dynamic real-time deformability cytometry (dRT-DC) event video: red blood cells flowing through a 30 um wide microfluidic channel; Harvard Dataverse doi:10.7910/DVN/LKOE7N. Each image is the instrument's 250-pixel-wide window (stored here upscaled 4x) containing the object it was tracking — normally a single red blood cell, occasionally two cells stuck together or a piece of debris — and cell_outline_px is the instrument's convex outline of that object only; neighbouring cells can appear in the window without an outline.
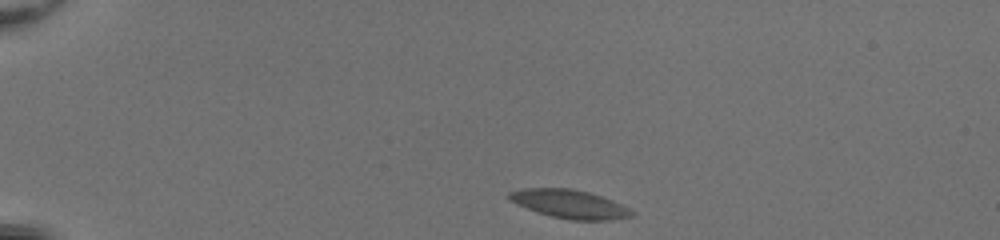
{"species": "common noctule bat (a hibernating species)", "species_latin": "Nyctalus noctula", "temperature_condition": "room temperature", "stored_images_in_passage": 42, "camera_frame_rate_fps": 3000, "um_per_image_px": 0.085, "animal": {"sex": "female", "body_mass_g": 20.0, "forearm_length_mm": 54.0}, "frame": {"image": 1, "passage_image": 1, "time_ms": 0.0, "image_size_px": [1000, 240], "cell_outline_px": [[636, 212], [632, 216], [608, 220], [572, 220], [552, 216], [536, 212], [516, 204], [508, 200], [508, 192], [524, 188], [572, 188], [588, 192], [612, 200]], "centroid_in_image_um": [48.38, 17.34], "position_along_channel_um": 36.6, "area_um2": 20.35}}
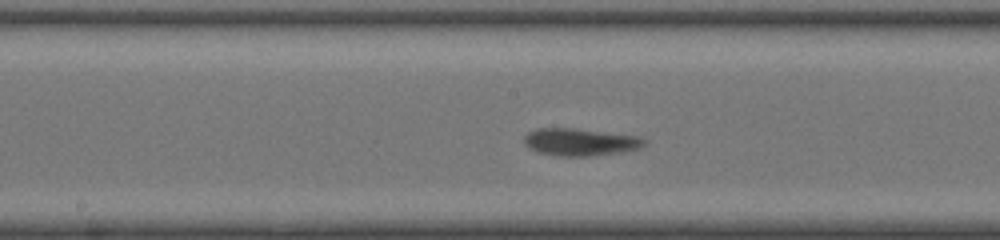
{"frame": {"image": 2, "passage_image": 19, "time_ms": 6.0, "image_size_px": [1000, 240], "cell_outline_px": [[644, 144], [640, 148], [620, 152], [588, 156], [560, 156], [540, 152], [524, 144], [524, 136], [528, 132], [536, 128], [576, 128], [636, 136], [644, 140]], "centroid_in_image_um": [49.27, 12.06], "position_along_channel_um": 198.9, "area_um2": 18.84}}
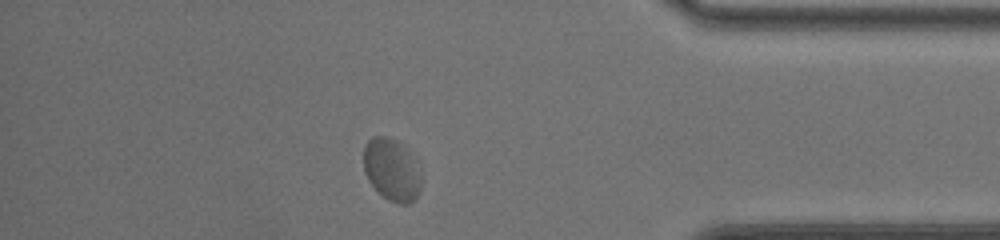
{"frame": {"image": 3, "passage_image": 36, "time_ms": 11.667, "image_size_px": [1000, 240], "cell_outline_px": [[420, 192], [408, 204], [396, 204], [388, 200], [368, 180], [364, 172], [364, 144], [372, 136], [388, 136], [404, 144], [416, 156], [420, 180]], "centroid_in_image_um": [33.31, 14.38], "position_along_channel_um": 401.9, "area_um2": 21.21}, "authors_computed_cell_mechanics": {"area_um2": 19.1318, "velocity_mm_per_s": 3.9895, "shape_relaxation_time_tau1_ms": 3.807, "shape_relaxation_time_tau2_ms": null, "deformation_change_tau1": 0.0987, "deformation_change_tau2": null}}